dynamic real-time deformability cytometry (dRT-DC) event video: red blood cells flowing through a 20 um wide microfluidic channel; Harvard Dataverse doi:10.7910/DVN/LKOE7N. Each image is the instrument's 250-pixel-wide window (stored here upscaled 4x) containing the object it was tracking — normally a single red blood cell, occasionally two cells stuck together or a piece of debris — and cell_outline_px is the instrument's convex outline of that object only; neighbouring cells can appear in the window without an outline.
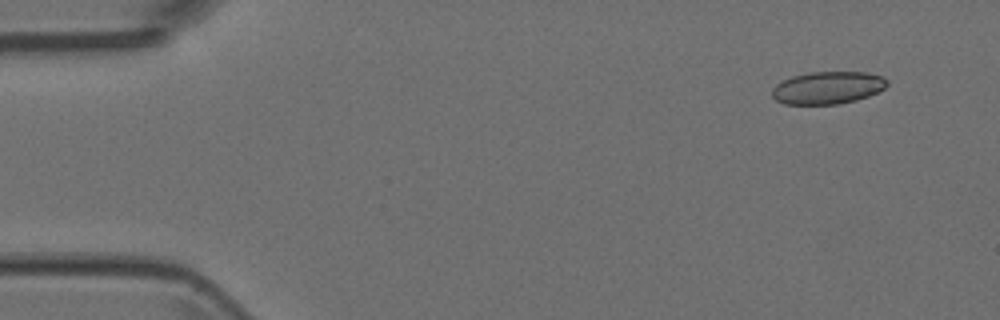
{"species": "Egyptian fruit bat (a non-hibernating species)", "species_latin": "Rousettus aegyptiacus", "temperature_condition": "room temperature", "stored_images_in_passage": 5, "segment_of_instrument_passage": [1, 2], "camera_frame_rate_fps": 3000, "um_per_image_px": 0.085, "animal": {"sex": "female"}, "frame": {"image": 1, "passage_image": 1, "time_ms": 0.0, "image_size_px": [1000, 320], "cell_outline_px": [[888, 84], [884, 88], [868, 96], [856, 100], [840, 104], [784, 104], [776, 100], [772, 96], [772, 88], [776, 84], [792, 76], [812, 72], [868, 72], [884, 76], [888, 80]], "centroid_in_image_um": [70.37, 7.45], "position_along_channel_um": 14.6, "area_um2": 21.85}}
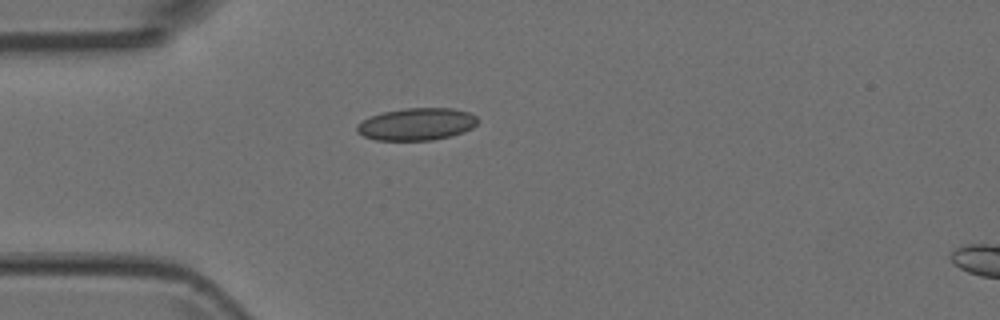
{"frame": {"image": 2, "passage_image": 4, "time_ms": 1.0, "image_size_px": [1000, 320], "cell_outline_px": [[480, 120], [472, 128], [464, 132], [452, 136], [432, 140], [376, 140], [364, 136], [356, 132], [356, 124], [372, 116], [384, 112], [404, 108], [452, 108], [468, 112], [476, 116]], "centroid_in_image_um": [35.44, 10.55], "position_along_channel_um": 49.6, "area_um2": 22.77}}